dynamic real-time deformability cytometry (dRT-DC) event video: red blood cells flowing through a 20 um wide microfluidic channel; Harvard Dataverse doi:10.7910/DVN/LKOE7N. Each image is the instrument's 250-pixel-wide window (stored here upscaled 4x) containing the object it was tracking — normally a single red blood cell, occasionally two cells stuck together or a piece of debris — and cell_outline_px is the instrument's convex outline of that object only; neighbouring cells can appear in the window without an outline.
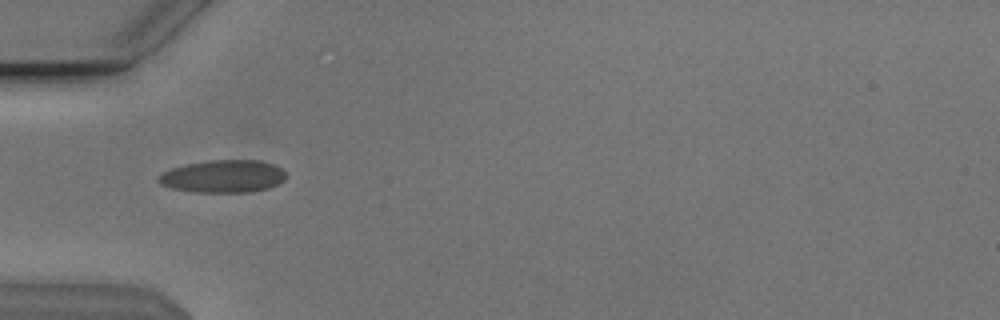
{"species": "Egyptian fruit bat (a non-hibernating species)", "species_latin": "Rousettus aegyptiacus", "temperature_condition": "cold", "stored_images_in_passage": 28, "camera_frame_rate_fps": 3000, "um_per_image_px": 0.085, "animal": {"sex": "male"}, "frame": {"image": 1, "passage_image": 3, "time_ms": 0.667, "image_size_px": [1000, 320], "cell_outline_px": [[288, 176], [284, 180], [268, 188], [252, 192], [196, 192], [172, 188], [160, 184], [156, 180], [156, 176], [172, 168], [184, 164], [208, 160], [260, 160], [272, 164], [280, 168]], "centroid_in_image_um": [18.94, 14.98], "position_along_channel_um": 66.1, "area_um2": 24.33}}
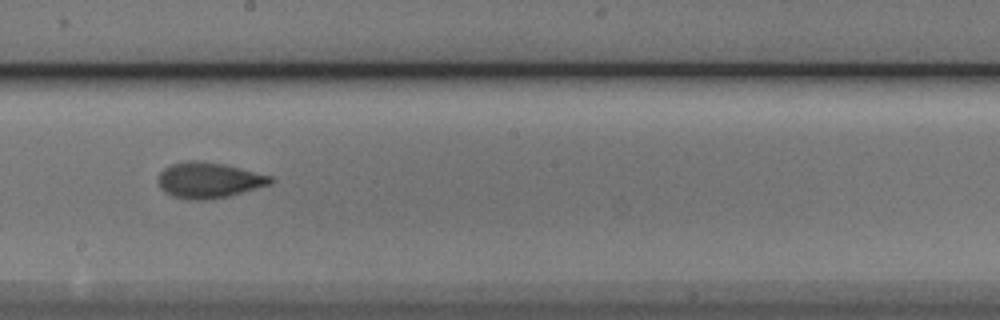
{"frame": {"image": 2, "passage_image": 16, "time_ms": 5.0, "image_size_px": [1000, 320], "cell_outline_px": [[272, 180], [268, 184], [256, 188], [228, 196], [208, 200], [188, 200], [172, 196], [164, 192], [160, 188], [156, 180], [160, 172], [164, 168], [172, 164], [188, 160], [196, 160], [224, 164], [272, 176]], "centroid_in_image_um": [17.67, 15.32], "position_along_channel_um": 230.5, "area_um2": 23.35}}
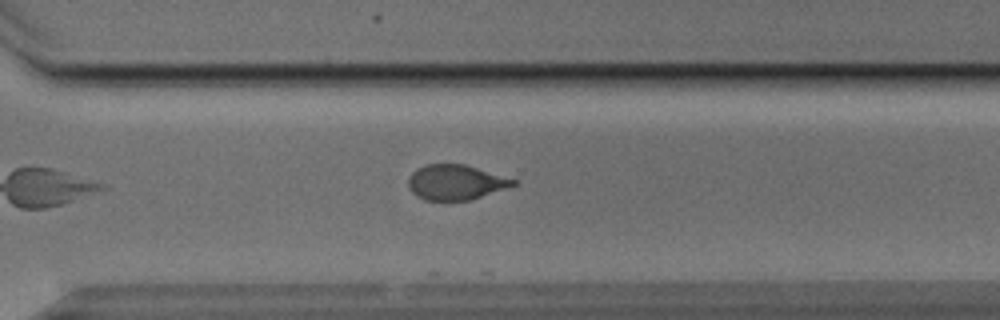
{"frame": {"image": 3, "passage_image": 24, "time_ms": 7.667, "image_size_px": [1000, 320], "cell_outline_px": [[516, 184], [472, 200], [424, 200], [416, 196], [408, 188], [408, 176], [416, 168], [424, 164], [464, 164], [516, 180]], "centroid_in_image_um": [38.66, 15.49], "position_along_channel_um": 331.9, "area_um2": 21.39}}